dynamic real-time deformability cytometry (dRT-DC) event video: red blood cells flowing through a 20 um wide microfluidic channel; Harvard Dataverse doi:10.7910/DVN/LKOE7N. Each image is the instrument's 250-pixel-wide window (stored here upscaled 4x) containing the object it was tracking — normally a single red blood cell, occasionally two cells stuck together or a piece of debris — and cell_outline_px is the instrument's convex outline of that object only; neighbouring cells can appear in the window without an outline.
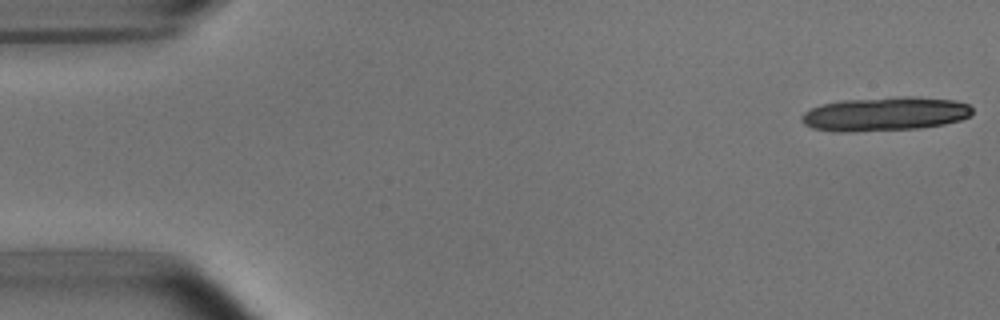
{"species": "common noctule bat (a hibernating species)", "species_latin": "Nyctalus noctula", "temperature_condition": "room temperature", "stored_images_in_passage": 13, "camera_frame_rate_fps": 3000, "um_per_image_px": 0.085, "animal": {"sex": "male", "body_mass_g": 15.6}, "frame": {"image": 1, "passage_image": 1, "time_ms": 0.0, "image_size_px": [1000, 320], "cell_outline_px": [[972, 116], [960, 120], [944, 124], [920, 128], [852, 132], [836, 132], [812, 128], [804, 124], [800, 120], [800, 116], [804, 112], [812, 108], [824, 104], [844, 100], [900, 96], [916, 96], [956, 100], [968, 104], [972, 108]], "centroid_in_image_um": [75.25, 9.68], "position_along_channel_um": 9.8, "area_um2": 34.1}}